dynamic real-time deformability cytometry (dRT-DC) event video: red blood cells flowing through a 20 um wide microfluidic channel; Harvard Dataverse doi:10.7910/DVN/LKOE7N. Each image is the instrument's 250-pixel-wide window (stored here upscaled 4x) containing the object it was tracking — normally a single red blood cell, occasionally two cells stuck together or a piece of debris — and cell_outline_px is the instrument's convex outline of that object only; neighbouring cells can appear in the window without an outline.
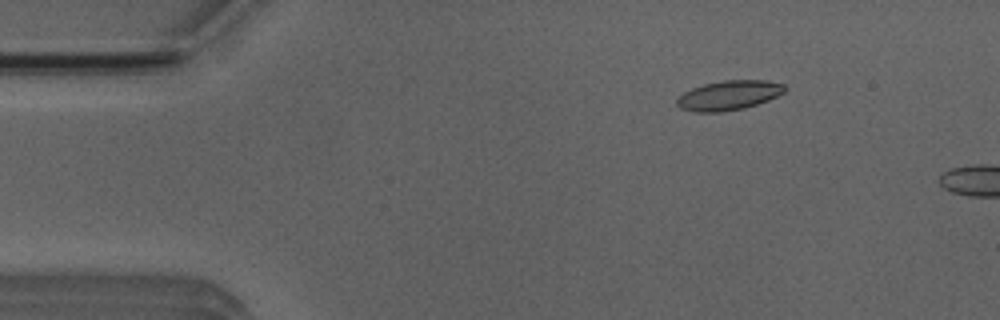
{"species": "Egyptian fruit bat (a non-hibernating species)", "species_latin": "Rousettus aegyptiacus", "temperature_condition": "room temperature", "stored_images_in_passage": 3, "camera_frame_rate_fps": 3000, "um_per_image_px": 0.085, "animal": {"sex": "male"}, "frame": {"image": 1, "passage_image": 2, "time_ms": 1.333, "image_size_px": [1000, 320], "cell_outline_px": [[788, 88], [784, 92], [768, 100], [744, 108], [720, 112], [696, 112], [680, 108], [676, 104], [676, 100], [684, 92], [692, 88], [704, 84], [724, 80], [768, 80], [784, 84]], "centroid_in_image_um": [61.96, 8.09], "position_along_channel_um": 23.0, "area_um2": 18.55}}